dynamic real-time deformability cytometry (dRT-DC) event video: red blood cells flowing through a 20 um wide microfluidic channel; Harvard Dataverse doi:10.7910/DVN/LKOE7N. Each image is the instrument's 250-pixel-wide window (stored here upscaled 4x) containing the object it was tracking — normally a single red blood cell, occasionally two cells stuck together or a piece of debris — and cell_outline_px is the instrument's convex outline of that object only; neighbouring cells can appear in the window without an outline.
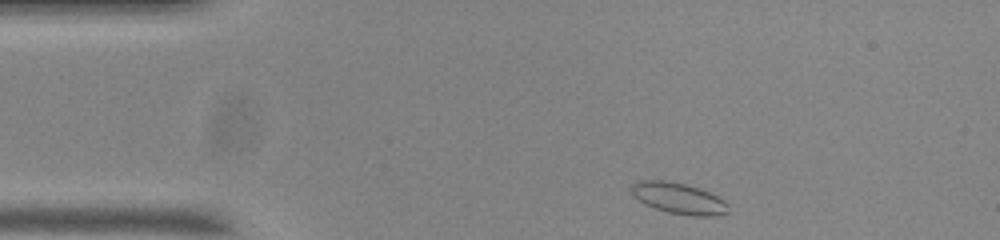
{"species": "common noctule bat (a hibernating species)", "species_latin": "Nyctalus noctula", "temperature_condition": "room temperature", "stored_images_in_passage": 47, "camera_frame_rate_fps": 3000, "um_per_image_px": 0.085, "animal": {"sex": "male", "body_mass_g": 20.0, "forearm_length_mm": 53.3}, "frame": {"image": 1, "passage_image": 1, "time_ms": 0.0, "image_size_px": [1000, 240], "cell_outline_px": [[728, 212], [716, 216], [692, 216], [668, 212], [644, 204], [632, 196], [632, 184], [640, 180], [664, 180], [684, 184], [700, 188], [724, 200], [728, 204]], "centroid_in_image_um": [57.68, 16.86], "position_along_channel_um": 27.3, "area_um2": 17.51}}
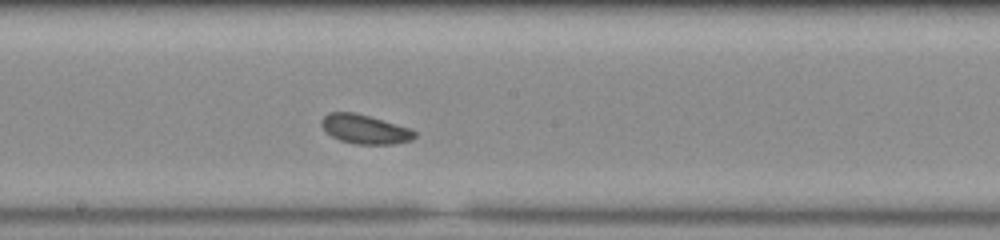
{"frame": {"image": 2, "passage_image": 21, "time_ms": 6.667, "image_size_px": [1000, 240], "cell_outline_px": [[416, 136], [412, 140], [392, 144], [356, 144], [340, 140], [332, 136], [320, 124], [320, 120], [328, 112], [352, 112], [368, 116], [412, 128], [416, 132]], "centroid_in_image_um": [31.03, 10.98], "position_along_channel_um": 217.2, "area_um2": 15.78}}
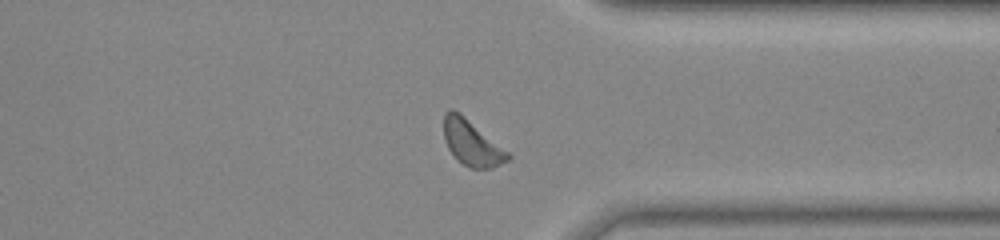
{"frame": {"image": 3, "passage_image": 34, "time_ms": 11.0, "image_size_px": [1000, 240], "cell_outline_px": [[512, 156], [508, 160], [492, 168], [468, 168], [456, 160], [448, 148], [444, 140], [444, 112], [448, 108], [452, 108], [460, 112], [508, 152]], "centroid_in_image_um": [40.06, 12.13], "position_along_channel_um": 371.3, "area_um2": 17.05}, "authors_computed_cell_mechanics": {"area_um2": 16.3574, "velocity_mm_per_s": 3.6535, "shape_relaxation_time_tau1_ms": 2.7153, "shape_relaxation_time_tau2_ms": 5.1954, "deformation_change_tau1": 0.0442, "deformation_change_tau2": 0.0978}}